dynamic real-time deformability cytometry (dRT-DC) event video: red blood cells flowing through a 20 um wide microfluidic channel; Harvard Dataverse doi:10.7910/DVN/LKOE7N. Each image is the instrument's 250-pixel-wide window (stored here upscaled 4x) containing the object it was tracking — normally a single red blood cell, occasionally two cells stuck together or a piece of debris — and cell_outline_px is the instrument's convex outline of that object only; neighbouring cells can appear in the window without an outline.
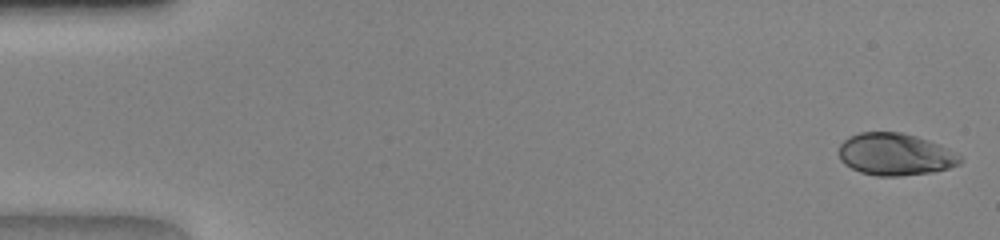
{"species": "human", "species_latin": "Homo sapiens", "temperature_condition": "warm", "stored_images_in_passage": 47, "camera_frame_rate_fps": 3000, "um_per_image_px": 0.085, "donor": {"sex": "female"}, "frame": {"image": 1, "passage_image": 1, "time_ms": 0.0, "image_size_px": [1000, 240], "cell_outline_px": [[960, 164], [948, 168], [932, 172], [896, 176], [876, 176], [860, 172], [844, 164], [840, 160], [840, 144], [844, 140], [860, 132], [900, 132], [916, 136], [936, 144], [960, 156]], "centroid_in_image_um": [76.04, 13.13], "position_along_channel_um": 9.0, "area_um2": 29.25}}
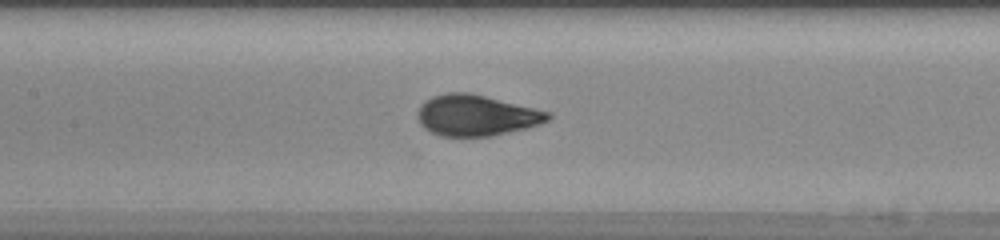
{"frame": {"image": 2, "passage_image": 22, "time_ms": 7.0, "image_size_px": [1000, 240], "cell_outline_px": [[552, 116], [548, 120], [540, 124], [528, 128], [492, 136], [440, 136], [424, 128], [420, 124], [416, 116], [420, 104], [424, 100], [432, 96], [448, 92], [468, 92], [536, 108], [552, 112]], "centroid_in_image_um": [40.48, 9.8], "position_along_channel_um": 166.9, "area_um2": 31.39}}
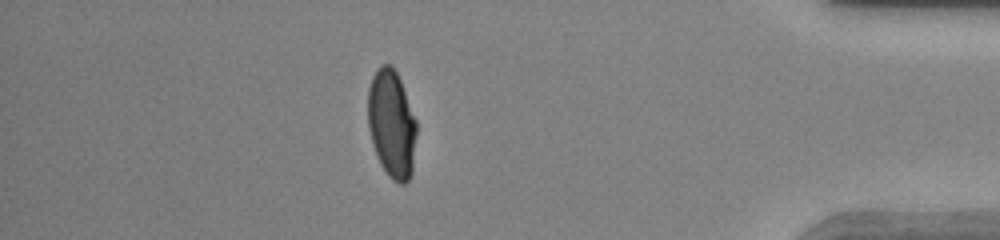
{"frame": {"image": 3, "passage_image": 41, "time_ms": 13.333, "image_size_px": [1000, 240], "cell_outline_px": [[416, 132], [412, 172], [408, 180], [404, 184], [400, 184], [392, 180], [388, 176], [380, 164], [372, 144], [368, 128], [368, 88], [372, 76], [380, 64], [392, 64], [400, 80], [416, 120]], "centroid_in_image_um": [33.27, 10.53], "position_along_channel_um": 401.9, "area_um2": 30.69}}